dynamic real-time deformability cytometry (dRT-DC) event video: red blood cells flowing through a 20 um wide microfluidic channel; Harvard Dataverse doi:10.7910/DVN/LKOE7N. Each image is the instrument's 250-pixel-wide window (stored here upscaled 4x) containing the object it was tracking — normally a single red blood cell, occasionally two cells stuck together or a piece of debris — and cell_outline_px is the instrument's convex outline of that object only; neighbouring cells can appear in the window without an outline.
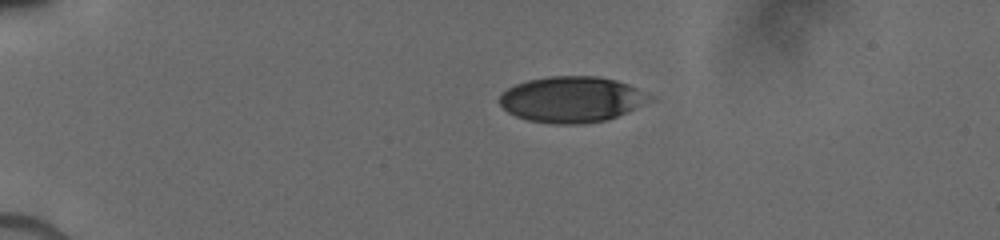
{"species": "human", "species_latin": "Homo sapiens", "temperature_condition": "cold", "stored_images_in_passage": 5, "camera_frame_rate_fps": 3000, "um_per_image_px": 0.085, "donor": {"sex": "male"}, "frame": {"image": 1, "passage_image": 1, "time_ms": 0.0, "image_size_px": [1000, 240], "cell_outline_px": [[656, 100], [628, 112], [604, 120], [580, 124], [552, 124], [528, 120], [516, 116], [508, 112], [500, 104], [500, 96], [508, 88], [516, 84], [528, 80], [548, 76], [596, 76], [616, 80], [628, 84], [656, 96]], "centroid_in_image_um": [48.67, 8.45], "position_along_channel_um": 36.3, "area_um2": 40.4}}
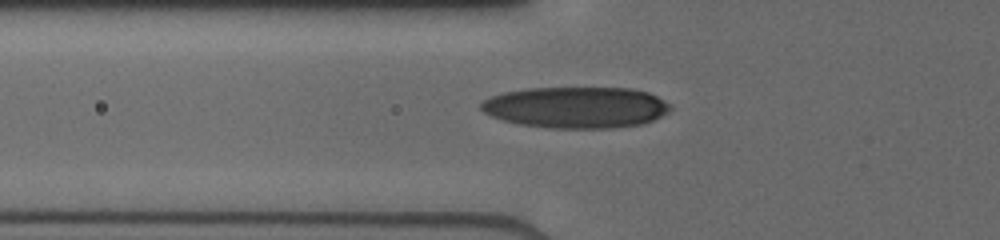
{"frame": {"image": 2, "passage_image": 4, "time_ms": 2.667, "image_size_px": [1000, 240], "cell_outline_px": [[672, 108], [668, 112], [644, 124], [612, 128], [548, 128], [516, 124], [492, 116], [484, 112], [480, 108], [480, 104], [484, 100], [492, 96], [504, 92], [528, 88], [632, 88], [648, 92], [672, 104]], "centroid_in_image_um": [48.99, 9.13], "position_along_channel_um": 76.8, "area_um2": 45.78}}